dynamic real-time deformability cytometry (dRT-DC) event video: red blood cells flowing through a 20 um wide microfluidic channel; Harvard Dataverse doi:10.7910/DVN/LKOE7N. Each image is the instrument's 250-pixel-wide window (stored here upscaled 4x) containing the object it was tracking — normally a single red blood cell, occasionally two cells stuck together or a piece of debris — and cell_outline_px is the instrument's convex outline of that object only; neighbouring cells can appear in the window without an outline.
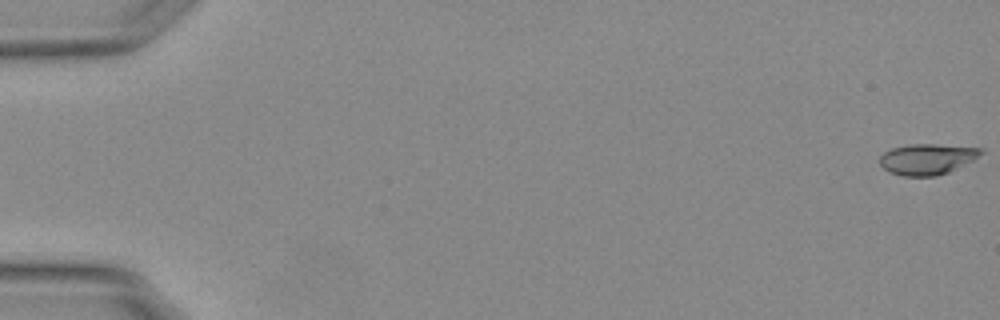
{"species": "Egyptian fruit bat (a non-hibernating species)", "species_latin": "Rousettus aegyptiacus", "temperature_condition": "warm", "stored_images_in_passage": 6, "camera_frame_rate_fps": 3000, "um_per_image_px": 0.085, "animal": {"sex": "female"}, "frame": {"image": 1, "passage_image": 1, "time_ms": 0.0, "image_size_px": [1000, 320], "cell_outline_px": [[984, 152], [976, 160], [948, 172], [936, 176], [900, 176], [888, 172], [880, 164], [880, 156], [884, 152], [892, 148], [912, 144], [936, 144], [980, 148]], "centroid_in_image_um": [78.82, 13.53], "position_along_channel_um": 6.2, "area_um2": 18.32}}